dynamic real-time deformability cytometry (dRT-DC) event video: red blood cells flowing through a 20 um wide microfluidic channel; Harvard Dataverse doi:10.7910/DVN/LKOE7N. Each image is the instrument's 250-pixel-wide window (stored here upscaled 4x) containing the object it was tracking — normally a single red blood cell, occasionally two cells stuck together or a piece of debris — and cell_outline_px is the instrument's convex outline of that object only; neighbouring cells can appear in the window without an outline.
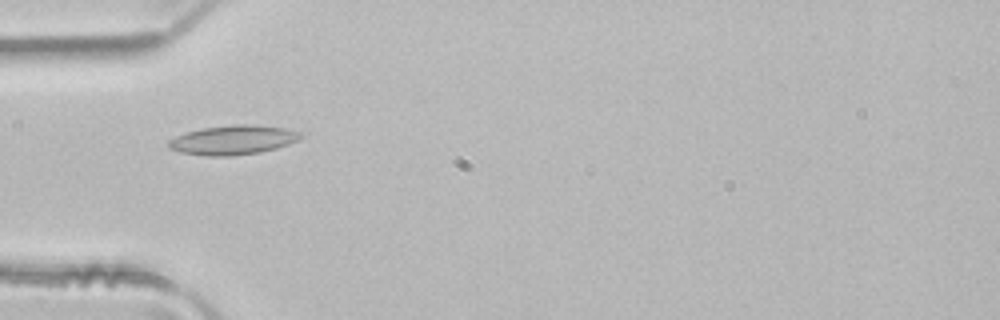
{"species": "common noctule bat (a hibernating species)", "species_latin": "Nyctalus noctula", "temperature_condition": "room temperature", "stored_images_in_passage": 4, "camera_frame_rate_fps": 3000, "um_per_image_px": 0.085, "animal": {"sex": "male", "body_mass_g": 21.5, "forearm_length_mm": 52.0}, "frame": {"image": 1, "passage_image": 3, "time_ms": 0.667, "image_size_px": [1000, 320], "cell_outline_px": [[304, 136], [300, 140], [276, 148], [260, 152], [228, 156], [208, 156], [184, 152], [168, 148], [168, 140], [176, 136], [188, 132], [204, 128], [232, 124], [252, 124], [284, 128], [300, 132]], "centroid_in_image_um": [19.85, 11.89], "position_along_channel_um": 65.2, "area_um2": 22.43}}
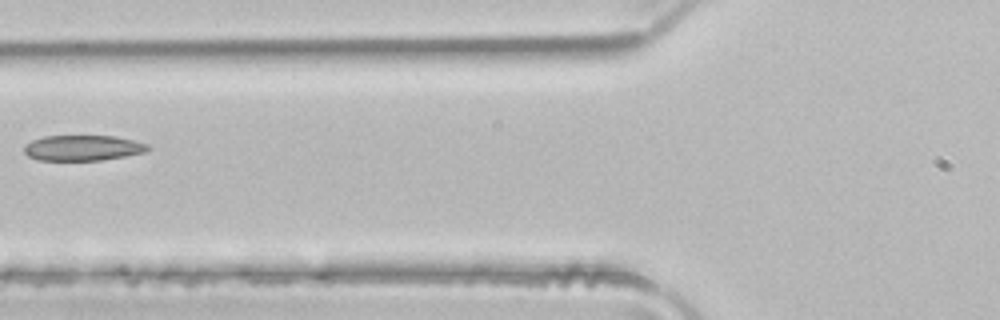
{"frame": {"image": 2, "passage_image": 4, "time_ms": 1.0, "image_size_px": [1000, 320], "cell_outline_px": [[152, 148], [148, 152], [100, 160], [40, 160], [28, 156], [24, 152], [24, 144], [32, 140], [44, 136], [116, 136], [148, 144]], "centroid_in_image_um": [7.06, 12.57], "position_along_channel_um": 118.7, "area_um2": 18.44}}